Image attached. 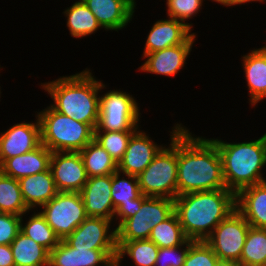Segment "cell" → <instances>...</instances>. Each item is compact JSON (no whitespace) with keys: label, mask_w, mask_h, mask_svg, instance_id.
<instances>
[{"label":"cell","mask_w":266,"mask_h":266,"mask_svg":"<svg viewBox=\"0 0 266 266\" xmlns=\"http://www.w3.org/2000/svg\"><path fill=\"white\" fill-rule=\"evenodd\" d=\"M219 189L227 188L216 144L211 139L192 136L182 125L177 131V196Z\"/></svg>","instance_id":"obj_1"},{"label":"cell","mask_w":266,"mask_h":266,"mask_svg":"<svg viewBox=\"0 0 266 266\" xmlns=\"http://www.w3.org/2000/svg\"><path fill=\"white\" fill-rule=\"evenodd\" d=\"M236 210V194L228 189L197 191L174 199V212L186 237L205 241Z\"/></svg>","instance_id":"obj_2"},{"label":"cell","mask_w":266,"mask_h":266,"mask_svg":"<svg viewBox=\"0 0 266 266\" xmlns=\"http://www.w3.org/2000/svg\"><path fill=\"white\" fill-rule=\"evenodd\" d=\"M41 84L54 101L50 106L55 111L96 129L100 105L98 92L105 85L96 80L89 69Z\"/></svg>","instance_id":"obj_3"},{"label":"cell","mask_w":266,"mask_h":266,"mask_svg":"<svg viewBox=\"0 0 266 266\" xmlns=\"http://www.w3.org/2000/svg\"><path fill=\"white\" fill-rule=\"evenodd\" d=\"M217 146L223 168V179L228 190L237 194L241 189L266 181V133L250 142L228 143L210 138Z\"/></svg>","instance_id":"obj_4"},{"label":"cell","mask_w":266,"mask_h":266,"mask_svg":"<svg viewBox=\"0 0 266 266\" xmlns=\"http://www.w3.org/2000/svg\"><path fill=\"white\" fill-rule=\"evenodd\" d=\"M41 126V144L52 152H80L94 139V130L55 111L51 106L37 112Z\"/></svg>","instance_id":"obj_5"},{"label":"cell","mask_w":266,"mask_h":266,"mask_svg":"<svg viewBox=\"0 0 266 266\" xmlns=\"http://www.w3.org/2000/svg\"><path fill=\"white\" fill-rule=\"evenodd\" d=\"M181 123L174 125L169 147H163L138 178L142 194L151 197H177V131Z\"/></svg>","instance_id":"obj_6"},{"label":"cell","mask_w":266,"mask_h":266,"mask_svg":"<svg viewBox=\"0 0 266 266\" xmlns=\"http://www.w3.org/2000/svg\"><path fill=\"white\" fill-rule=\"evenodd\" d=\"M174 213V199L147 196L134 216L116 229V241L147 240L151 230Z\"/></svg>","instance_id":"obj_7"},{"label":"cell","mask_w":266,"mask_h":266,"mask_svg":"<svg viewBox=\"0 0 266 266\" xmlns=\"http://www.w3.org/2000/svg\"><path fill=\"white\" fill-rule=\"evenodd\" d=\"M140 109L129 93L110 90L100 96L99 117L95 130L124 131L139 128Z\"/></svg>","instance_id":"obj_8"},{"label":"cell","mask_w":266,"mask_h":266,"mask_svg":"<svg viewBox=\"0 0 266 266\" xmlns=\"http://www.w3.org/2000/svg\"><path fill=\"white\" fill-rule=\"evenodd\" d=\"M40 213L60 240L66 239L88 216L80 192H58Z\"/></svg>","instance_id":"obj_9"},{"label":"cell","mask_w":266,"mask_h":266,"mask_svg":"<svg viewBox=\"0 0 266 266\" xmlns=\"http://www.w3.org/2000/svg\"><path fill=\"white\" fill-rule=\"evenodd\" d=\"M250 224L234 210L222 220L205 242L219 259L240 261Z\"/></svg>","instance_id":"obj_10"},{"label":"cell","mask_w":266,"mask_h":266,"mask_svg":"<svg viewBox=\"0 0 266 266\" xmlns=\"http://www.w3.org/2000/svg\"><path fill=\"white\" fill-rule=\"evenodd\" d=\"M50 170L58 192H80L88 180L79 152H52Z\"/></svg>","instance_id":"obj_11"},{"label":"cell","mask_w":266,"mask_h":266,"mask_svg":"<svg viewBox=\"0 0 266 266\" xmlns=\"http://www.w3.org/2000/svg\"><path fill=\"white\" fill-rule=\"evenodd\" d=\"M111 222L105 218L88 216L64 240L75 249H117L116 229L111 231Z\"/></svg>","instance_id":"obj_12"},{"label":"cell","mask_w":266,"mask_h":266,"mask_svg":"<svg viewBox=\"0 0 266 266\" xmlns=\"http://www.w3.org/2000/svg\"><path fill=\"white\" fill-rule=\"evenodd\" d=\"M36 122H22L0 135V166L9 158L33 151L41 145V126Z\"/></svg>","instance_id":"obj_13"},{"label":"cell","mask_w":266,"mask_h":266,"mask_svg":"<svg viewBox=\"0 0 266 266\" xmlns=\"http://www.w3.org/2000/svg\"><path fill=\"white\" fill-rule=\"evenodd\" d=\"M117 258V249H75L65 240L49 252L48 266H109Z\"/></svg>","instance_id":"obj_14"},{"label":"cell","mask_w":266,"mask_h":266,"mask_svg":"<svg viewBox=\"0 0 266 266\" xmlns=\"http://www.w3.org/2000/svg\"><path fill=\"white\" fill-rule=\"evenodd\" d=\"M112 174L89 177L80 191L86 215L113 220L115 208L111 198Z\"/></svg>","instance_id":"obj_15"},{"label":"cell","mask_w":266,"mask_h":266,"mask_svg":"<svg viewBox=\"0 0 266 266\" xmlns=\"http://www.w3.org/2000/svg\"><path fill=\"white\" fill-rule=\"evenodd\" d=\"M162 148V145L155 144L148 134L138 129L131 136L126 152L118 163V171L123 174L138 176Z\"/></svg>","instance_id":"obj_16"},{"label":"cell","mask_w":266,"mask_h":266,"mask_svg":"<svg viewBox=\"0 0 266 266\" xmlns=\"http://www.w3.org/2000/svg\"><path fill=\"white\" fill-rule=\"evenodd\" d=\"M196 35L193 34L184 44L168 47L153 53L146 54L147 60L139 67V71L174 76L183 69L188 55L191 52Z\"/></svg>","instance_id":"obj_17"},{"label":"cell","mask_w":266,"mask_h":266,"mask_svg":"<svg viewBox=\"0 0 266 266\" xmlns=\"http://www.w3.org/2000/svg\"><path fill=\"white\" fill-rule=\"evenodd\" d=\"M102 29L121 30L132 21L135 0H82Z\"/></svg>","instance_id":"obj_18"},{"label":"cell","mask_w":266,"mask_h":266,"mask_svg":"<svg viewBox=\"0 0 266 266\" xmlns=\"http://www.w3.org/2000/svg\"><path fill=\"white\" fill-rule=\"evenodd\" d=\"M191 30L186 24L174 18L156 21L148 33L142 57L148 53L184 44L194 34Z\"/></svg>","instance_id":"obj_19"},{"label":"cell","mask_w":266,"mask_h":266,"mask_svg":"<svg viewBox=\"0 0 266 266\" xmlns=\"http://www.w3.org/2000/svg\"><path fill=\"white\" fill-rule=\"evenodd\" d=\"M236 210L251 227L266 229V181L241 189L236 194Z\"/></svg>","instance_id":"obj_20"},{"label":"cell","mask_w":266,"mask_h":266,"mask_svg":"<svg viewBox=\"0 0 266 266\" xmlns=\"http://www.w3.org/2000/svg\"><path fill=\"white\" fill-rule=\"evenodd\" d=\"M52 151L41 144L31 152L7 159L1 166L0 171L7 176L20 179L47 171L50 168Z\"/></svg>","instance_id":"obj_21"},{"label":"cell","mask_w":266,"mask_h":266,"mask_svg":"<svg viewBox=\"0 0 266 266\" xmlns=\"http://www.w3.org/2000/svg\"><path fill=\"white\" fill-rule=\"evenodd\" d=\"M21 194L29 210L42 207L58 193L50 168L19 179Z\"/></svg>","instance_id":"obj_22"},{"label":"cell","mask_w":266,"mask_h":266,"mask_svg":"<svg viewBox=\"0 0 266 266\" xmlns=\"http://www.w3.org/2000/svg\"><path fill=\"white\" fill-rule=\"evenodd\" d=\"M242 57V66L250 95L249 102L254 107L266 98V51L261 46Z\"/></svg>","instance_id":"obj_23"},{"label":"cell","mask_w":266,"mask_h":266,"mask_svg":"<svg viewBox=\"0 0 266 266\" xmlns=\"http://www.w3.org/2000/svg\"><path fill=\"white\" fill-rule=\"evenodd\" d=\"M10 246L15 266L49 265V251L21 231Z\"/></svg>","instance_id":"obj_24"},{"label":"cell","mask_w":266,"mask_h":266,"mask_svg":"<svg viewBox=\"0 0 266 266\" xmlns=\"http://www.w3.org/2000/svg\"><path fill=\"white\" fill-rule=\"evenodd\" d=\"M79 153L83 159L88 178L105 176L118 171V164L95 139Z\"/></svg>","instance_id":"obj_25"},{"label":"cell","mask_w":266,"mask_h":266,"mask_svg":"<svg viewBox=\"0 0 266 266\" xmlns=\"http://www.w3.org/2000/svg\"><path fill=\"white\" fill-rule=\"evenodd\" d=\"M67 17V27L71 37L82 38L102 28L94 14L82 0L76 1L63 12Z\"/></svg>","instance_id":"obj_26"},{"label":"cell","mask_w":266,"mask_h":266,"mask_svg":"<svg viewBox=\"0 0 266 266\" xmlns=\"http://www.w3.org/2000/svg\"><path fill=\"white\" fill-rule=\"evenodd\" d=\"M117 258L122 263V258L128 255L135 266H155L159 247L150 240L116 241Z\"/></svg>","instance_id":"obj_27"},{"label":"cell","mask_w":266,"mask_h":266,"mask_svg":"<svg viewBox=\"0 0 266 266\" xmlns=\"http://www.w3.org/2000/svg\"><path fill=\"white\" fill-rule=\"evenodd\" d=\"M29 211L22 198L19 180L0 171V212L23 216Z\"/></svg>","instance_id":"obj_28"},{"label":"cell","mask_w":266,"mask_h":266,"mask_svg":"<svg viewBox=\"0 0 266 266\" xmlns=\"http://www.w3.org/2000/svg\"><path fill=\"white\" fill-rule=\"evenodd\" d=\"M148 240L159 248H170L183 245L188 238L180 225L177 214L174 212L168 219L157 224L150 232Z\"/></svg>","instance_id":"obj_29"},{"label":"cell","mask_w":266,"mask_h":266,"mask_svg":"<svg viewBox=\"0 0 266 266\" xmlns=\"http://www.w3.org/2000/svg\"><path fill=\"white\" fill-rule=\"evenodd\" d=\"M239 263L242 266H266V229L250 226Z\"/></svg>","instance_id":"obj_30"},{"label":"cell","mask_w":266,"mask_h":266,"mask_svg":"<svg viewBox=\"0 0 266 266\" xmlns=\"http://www.w3.org/2000/svg\"><path fill=\"white\" fill-rule=\"evenodd\" d=\"M22 217L20 231L27 237H30L39 245L45 247L49 252L59 244L60 239L40 212H34L32 217L24 225Z\"/></svg>","instance_id":"obj_31"},{"label":"cell","mask_w":266,"mask_h":266,"mask_svg":"<svg viewBox=\"0 0 266 266\" xmlns=\"http://www.w3.org/2000/svg\"><path fill=\"white\" fill-rule=\"evenodd\" d=\"M137 130L105 131L94 130V139L110 154L118 164L126 152L131 136Z\"/></svg>","instance_id":"obj_32"},{"label":"cell","mask_w":266,"mask_h":266,"mask_svg":"<svg viewBox=\"0 0 266 266\" xmlns=\"http://www.w3.org/2000/svg\"><path fill=\"white\" fill-rule=\"evenodd\" d=\"M123 175L128 178L120 177L121 172L119 171L112 174L111 198L115 209L120 204L132 203V199H136L142 194L137 176L130 174Z\"/></svg>","instance_id":"obj_33"},{"label":"cell","mask_w":266,"mask_h":266,"mask_svg":"<svg viewBox=\"0 0 266 266\" xmlns=\"http://www.w3.org/2000/svg\"><path fill=\"white\" fill-rule=\"evenodd\" d=\"M167 15L186 24L190 29L193 25L186 23L187 19L194 17L201 9L203 0H166Z\"/></svg>","instance_id":"obj_34"},{"label":"cell","mask_w":266,"mask_h":266,"mask_svg":"<svg viewBox=\"0 0 266 266\" xmlns=\"http://www.w3.org/2000/svg\"><path fill=\"white\" fill-rule=\"evenodd\" d=\"M218 259L205 241H195L189 247L183 266H215Z\"/></svg>","instance_id":"obj_35"},{"label":"cell","mask_w":266,"mask_h":266,"mask_svg":"<svg viewBox=\"0 0 266 266\" xmlns=\"http://www.w3.org/2000/svg\"><path fill=\"white\" fill-rule=\"evenodd\" d=\"M194 240L188 239L183 245L159 248L155 266H183L189 247Z\"/></svg>","instance_id":"obj_36"},{"label":"cell","mask_w":266,"mask_h":266,"mask_svg":"<svg viewBox=\"0 0 266 266\" xmlns=\"http://www.w3.org/2000/svg\"><path fill=\"white\" fill-rule=\"evenodd\" d=\"M21 229V216L0 212V245H10Z\"/></svg>","instance_id":"obj_37"},{"label":"cell","mask_w":266,"mask_h":266,"mask_svg":"<svg viewBox=\"0 0 266 266\" xmlns=\"http://www.w3.org/2000/svg\"><path fill=\"white\" fill-rule=\"evenodd\" d=\"M144 194H141L136 199H132V203L128 204H120L115 209V214L113 220L116 218V221L119 219L118 226L125 220L128 219L137 213V211L141 208L143 200L146 198ZM116 216V217H115Z\"/></svg>","instance_id":"obj_38"},{"label":"cell","mask_w":266,"mask_h":266,"mask_svg":"<svg viewBox=\"0 0 266 266\" xmlns=\"http://www.w3.org/2000/svg\"><path fill=\"white\" fill-rule=\"evenodd\" d=\"M0 266H15L10 245H0Z\"/></svg>","instance_id":"obj_39"},{"label":"cell","mask_w":266,"mask_h":266,"mask_svg":"<svg viewBox=\"0 0 266 266\" xmlns=\"http://www.w3.org/2000/svg\"><path fill=\"white\" fill-rule=\"evenodd\" d=\"M251 1H259L260 3L265 1V0H217V3H220L223 6H234L237 4H245L247 2H251Z\"/></svg>","instance_id":"obj_40"},{"label":"cell","mask_w":266,"mask_h":266,"mask_svg":"<svg viewBox=\"0 0 266 266\" xmlns=\"http://www.w3.org/2000/svg\"><path fill=\"white\" fill-rule=\"evenodd\" d=\"M215 266H242L239 261L218 259Z\"/></svg>","instance_id":"obj_41"},{"label":"cell","mask_w":266,"mask_h":266,"mask_svg":"<svg viewBox=\"0 0 266 266\" xmlns=\"http://www.w3.org/2000/svg\"><path fill=\"white\" fill-rule=\"evenodd\" d=\"M109 266H120V263L117 260H115Z\"/></svg>","instance_id":"obj_42"}]
</instances>
